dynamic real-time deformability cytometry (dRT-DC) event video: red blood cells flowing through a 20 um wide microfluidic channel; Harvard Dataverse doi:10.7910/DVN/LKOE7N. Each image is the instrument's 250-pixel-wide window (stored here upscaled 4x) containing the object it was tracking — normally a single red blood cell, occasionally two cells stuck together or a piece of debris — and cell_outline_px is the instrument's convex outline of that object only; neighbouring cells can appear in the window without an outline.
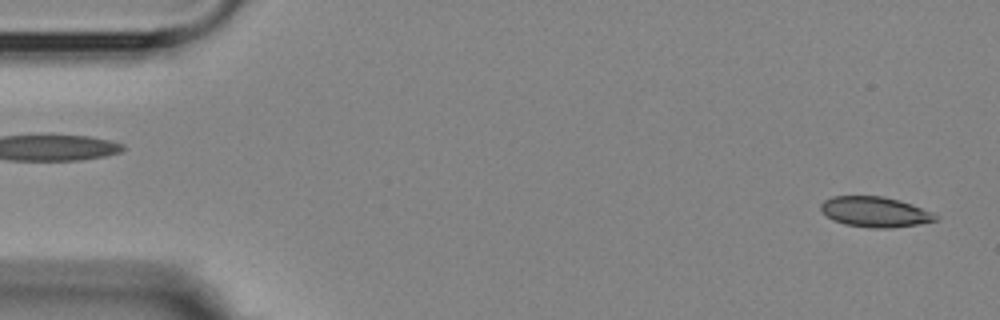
{"species": "Egyptian fruit bat (a non-hibernating species)", "species_latin": "Rousettus aegyptiacus", "temperature_condition": "room temperature", "stored_images_in_passage": 5, "camera_frame_rate_fps": 3000, "um_per_image_px": 0.085, "animal": {"sex": "female"}, "frame": {"image": 1, "passage_image": 1, "time_ms": 0.0, "image_size_px": [1000, 320], "cell_outline_px": [[940, 216], [936, 220], [916, 224], [892, 228], [872, 228], [844, 224], [832, 220], [820, 208], [820, 204], [824, 200], [832, 196], [884, 196], [900, 200], [912, 204], [932, 212]], "centroid_in_image_um": [74.37, 18.0], "position_along_channel_um": 10.6, "area_um2": 20.29}}